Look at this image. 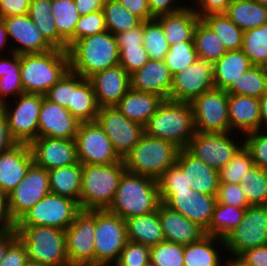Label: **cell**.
<instances>
[{
	"instance_id": "6da1fadb",
	"label": "cell",
	"mask_w": 267,
	"mask_h": 266,
	"mask_svg": "<svg viewBox=\"0 0 267 266\" xmlns=\"http://www.w3.org/2000/svg\"><path fill=\"white\" fill-rule=\"evenodd\" d=\"M67 51L70 70L86 79L119 64L116 36L108 30L77 40Z\"/></svg>"
},
{
	"instance_id": "7a4b0ae2",
	"label": "cell",
	"mask_w": 267,
	"mask_h": 266,
	"mask_svg": "<svg viewBox=\"0 0 267 266\" xmlns=\"http://www.w3.org/2000/svg\"><path fill=\"white\" fill-rule=\"evenodd\" d=\"M161 203L157 180L125 172L119 182L114 200L107 209L126 220L158 210Z\"/></svg>"
},
{
	"instance_id": "3957f363",
	"label": "cell",
	"mask_w": 267,
	"mask_h": 266,
	"mask_svg": "<svg viewBox=\"0 0 267 266\" xmlns=\"http://www.w3.org/2000/svg\"><path fill=\"white\" fill-rule=\"evenodd\" d=\"M70 69L67 50L54 48L43 53L20 55L24 93L45 94Z\"/></svg>"
},
{
	"instance_id": "277c9868",
	"label": "cell",
	"mask_w": 267,
	"mask_h": 266,
	"mask_svg": "<svg viewBox=\"0 0 267 266\" xmlns=\"http://www.w3.org/2000/svg\"><path fill=\"white\" fill-rule=\"evenodd\" d=\"M195 132L191 103L169 99H164L145 125L147 135L170 141L180 149L187 148Z\"/></svg>"
},
{
	"instance_id": "5b68a950",
	"label": "cell",
	"mask_w": 267,
	"mask_h": 266,
	"mask_svg": "<svg viewBox=\"0 0 267 266\" xmlns=\"http://www.w3.org/2000/svg\"><path fill=\"white\" fill-rule=\"evenodd\" d=\"M125 172L123 159L114 164L83 165L80 208L84 210L108 209Z\"/></svg>"
},
{
	"instance_id": "8992f818",
	"label": "cell",
	"mask_w": 267,
	"mask_h": 266,
	"mask_svg": "<svg viewBox=\"0 0 267 266\" xmlns=\"http://www.w3.org/2000/svg\"><path fill=\"white\" fill-rule=\"evenodd\" d=\"M180 148L174 143L143 135L123 159L127 172L158 179L169 167L176 164Z\"/></svg>"
},
{
	"instance_id": "52a82bcc",
	"label": "cell",
	"mask_w": 267,
	"mask_h": 266,
	"mask_svg": "<svg viewBox=\"0 0 267 266\" xmlns=\"http://www.w3.org/2000/svg\"><path fill=\"white\" fill-rule=\"evenodd\" d=\"M28 261L46 266H70L66 254L65 230L48 226H15Z\"/></svg>"
},
{
	"instance_id": "ba28073f",
	"label": "cell",
	"mask_w": 267,
	"mask_h": 266,
	"mask_svg": "<svg viewBox=\"0 0 267 266\" xmlns=\"http://www.w3.org/2000/svg\"><path fill=\"white\" fill-rule=\"evenodd\" d=\"M44 97L39 93H22L13 100L14 104L9 100L0 105L10 135L16 143L30 144L38 138L39 115Z\"/></svg>"
},
{
	"instance_id": "9c48e42d",
	"label": "cell",
	"mask_w": 267,
	"mask_h": 266,
	"mask_svg": "<svg viewBox=\"0 0 267 266\" xmlns=\"http://www.w3.org/2000/svg\"><path fill=\"white\" fill-rule=\"evenodd\" d=\"M126 221L105 210H95V266H113L125 247Z\"/></svg>"
},
{
	"instance_id": "30bf717a",
	"label": "cell",
	"mask_w": 267,
	"mask_h": 266,
	"mask_svg": "<svg viewBox=\"0 0 267 266\" xmlns=\"http://www.w3.org/2000/svg\"><path fill=\"white\" fill-rule=\"evenodd\" d=\"M236 137L238 133L234 132H195L186 149L206 165L219 171L244 145V135Z\"/></svg>"
},
{
	"instance_id": "8fae6325",
	"label": "cell",
	"mask_w": 267,
	"mask_h": 266,
	"mask_svg": "<svg viewBox=\"0 0 267 266\" xmlns=\"http://www.w3.org/2000/svg\"><path fill=\"white\" fill-rule=\"evenodd\" d=\"M226 256L232 264L248 249L267 244V205H252L246 208L243 220L224 239Z\"/></svg>"
},
{
	"instance_id": "7c38bea8",
	"label": "cell",
	"mask_w": 267,
	"mask_h": 266,
	"mask_svg": "<svg viewBox=\"0 0 267 266\" xmlns=\"http://www.w3.org/2000/svg\"><path fill=\"white\" fill-rule=\"evenodd\" d=\"M80 210L77 201L50 192L28 210L15 226H48L66 230Z\"/></svg>"
},
{
	"instance_id": "4fadbf2b",
	"label": "cell",
	"mask_w": 267,
	"mask_h": 266,
	"mask_svg": "<svg viewBox=\"0 0 267 266\" xmlns=\"http://www.w3.org/2000/svg\"><path fill=\"white\" fill-rule=\"evenodd\" d=\"M65 237L70 266H95V210L81 209Z\"/></svg>"
},
{
	"instance_id": "5bb4252c",
	"label": "cell",
	"mask_w": 267,
	"mask_h": 266,
	"mask_svg": "<svg viewBox=\"0 0 267 266\" xmlns=\"http://www.w3.org/2000/svg\"><path fill=\"white\" fill-rule=\"evenodd\" d=\"M50 192L48 171L33 162L22 182L6 196L13 223Z\"/></svg>"
},
{
	"instance_id": "9a60e30c",
	"label": "cell",
	"mask_w": 267,
	"mask_h": 266,
	"mask_svg": "<svg viewBox=\"0 0 267 266\" xmlns=\"http://www.w3.org/2000/svg\"><path fill=\"white\" fill-rule=\"evenodd\" d=\"M95 121L110 138L121 159L129 154L145 134V126L129 120L116 106L99 107Z\"/></svg>"
},
{
	"instance_id": "2e32d148",
	"label": "cell",
	"mask_w": 267,
	"mask_h": 266,
	"mask_svg": "<svg viewBox=\"0 0 267 266\" xmlns=\"http://www.w3.org/2000/svg\"><path fill=\"white\" fill-rule=\"evenodd\" d=\"M191 105L196 132H230L226 90L214 88L204 92Z\"/></svg>"
},
{
	"instance_id": "e0dca14e",
	"label": "cell",
	"mask_w": 267,
	"mask_h": 266,
	"mask_svg": "<svg viewBox=\"0 0 267 266\" xmlns=\"http://www.w3.org/2000/svg\"><path fill=\"white\" fill-rule=\"evenodd\" d=\"M75 143L78 160L82 165L114 164L122 160L96 121L80 123Z\"/></svg>"
},
{
	"instance_id": "ac0fdd59",
	"label": "cell",
	"mask_w": 267,
	"mask_h": 266,
	"mask_svg": "<svg viewBox=\"0 0 267 266\" xmlns=\"http://www.w3.org/2000/svg\"><path fill=\"white\" fill-rule=\"evenodd\" d=\"M214 88L213 64L199 59L173 75L168 99L192 103L198 96Z\"/></svg>"
},
{
	"instance_id": "d6986e66",
	"label": "cell",
	"mask_w": 267,
	"mask_h": 266,
	"mask_svg": "<svg viewBox=\"0 0 267 266\" xmlns=\"http://www.w3.org/2000/svg\"><path fill=\"white\" fill-rule=\"evenodd\" d=\"M159 194L161 202L166 206L176 210L204 230L208 228L217 203L216 196L198 193L194 189Z\"/></svg>"
},
{
	"instance_id": "ffe728a7",
	"label": "cell",
	"mask_w": 267,
	"mask_h": 266,
	"mask_svg": "<svg viewBox=\"0 0 267 266\" xmlns=\"http://www.w3.org/2000/svg\"><path fill=\"white\" fill-rule=\"evenodd\" d=\"M3 20L13 53H43L54 49L28 14L8 16Z\"/></svg>"
},
{
	"instance_id": "44dd1931",
	"label": "cell",
	"mask_w": 267,
	"mask_h": 266,
	"mask_svg": "<svg viewBox=\"0 0 267 266\" xmlns=\"http://www.w3.org/2000/svg\"><path fill=\"white\" fill-rule=\"evenodd\" d=\"M29 146L33 162L47 171L79 163L75 139L38 137Z\"/></svg>"
},
{
	"instance_id": "7402d4cb",
	"label": "cell",
	"mask_w": 267,
	"mask_h": 266,
	"mask_svg": "<svg viewBox=\"0 0 267 266\" xmlns=\"http://www.w3.org/2000/svg\"><path fill=\"white\" fill-rule=\"evenodd\" d=\"M80 123L67 108L43 98L38 137L75 139Z\"/></svg>"
},
{
	"instance_id": "603a6c76",
	"label": "cell",
	"mask_w": 267,
	"mask_h": 266,
	"mask_svg": "<svg viewBox=\"0 0 267 266\" xmlns=\"http://www.w3.org/2000/svg\"><path fill=\"white\" fill-rule=\"evenodd\" d=\"M33 163L29 144L15 143L0 153V192L7 196L25 178Z\"/></svg>"
},
{
	"instance_id": "cb8c5ba5",
	"label": "cell",
	"mask_w": 267,
	"mask_h": 266,
	"mask_svg": "<svg viewBox=\"0 0 267 266\" xmlns=\"http://www.w3.org/2000/svg\"><path fill=\"white\" fill-rule=\"evenodd\" d=\"M99 107H113L130 89V75L116 65L100 71L89 78Z\"/></svg>"
},
{
	"instance_id": "d4e9b609",
	"label": "cell",
	"mask_w": 267,
	"mask_h": 266,
	"mask_svg": "<svg viewBox=\"0 0 267 266\" xmlns=\"http://www.w3.org/2000/svg\"><path fill=\"white\" fill-rule=\"evenodd\" d=\"M176 165L182 170L189 187L198 193L216 196L220 184L219 171L206 165L186 148L180 149Z\"/></svg>"
},
{
	"instance_id": "484cf974",
	"label": "cell",
	"mask_w": 267,
	"mask_h": 266,
	"mask_svg": "<svg viewBox=\"0 0 267 266\" xmlns=\"http://www.w3.org/2000/svg\"><path fill=\"white\" fill-rule=\"evenodd\" d=\"M158 214L165 241L187 245L206 235L202 227L166 206L163 202L158 207Z\"/></svg>"
},
{
	"instance_id": "4316f807",
	"label": "cell",
	"mask_w": 267,
	"mask_h": 266,
	"mask_svg": "<svg viewBox=\"0 0 267 266\" xmlns=\"http://www.w3.org/2000/svg\"><path fill=\"white\" fill-rule=\"evenodd\" d=\"M230 132L245 135L261 129L258 98L228 94Z\"/></svg>"
},
{
	"instance_id": "83f0119b",
	"label": "cell",
	"mask_w": 267,
	"mask_h": 266,
	"mask_svg": "<svg viewBox=\"0 0 267 266\" xmlns=\"http://www.w3.org/2000/svg\"><path fill=\"white\" fill-rule=\"evenodd\" d=\"M172 74L164 61L149 60L141 69L130 75V88L151 92L169 98Z\"/></svg>"
},
{
	"instance_id": "f1b7e54d",
	"label": "cell",
	"mask_w": 267,
	"mask_h": 266,
	"mask_svg": "<svg viewBox=\"0 0 267 266\" xmlns=\"http://www.w3.org/2000/svg\"><path fill=\"white\" fill-rule=\"evenodd\" d=\"M154 19L161 25L169 46H172L180 42H194V30L201 18L189 5L178 12L159 15Z\"/></svg>"
},
{
	"instance_id": "f546056e",
	"label": "cell",
	"mask_w": 267,
	"mask_h": 266,
	"mask_svg": "<svg viewBox=\"0 0 267 266\" xmlns=\"http://www.w3.org/2000/svg\"><path fill=\"white\" fill-rule=\"evenodd\" d=\"M163 101L158 94L130 88L116 107L129 120L145 126Z\"/></svg>"
},
{
	"instance_id": "4dcf8cb0",
	"label": "cell",
	"mask_w": 267,
	"mask_h": 266,
	"mask_svg": "<svg viewBox=\"0 0 267 266\" xmlns=\"http://www.w3.org/2000/svg\"><path fill=\"white\" fill-rule=\"evenodd\" d=\"M221 249L225 250L224 239L206 234L200 240L184 245V266H231L228 258L223 259L219 254Z\"/></svg>"
},
{
	"instance_id": "1f68e13d",
	"label": "cell",
	"mask_w": 267,
	"mask_h": 266,
	"mask_svg": "<svg viewBox=\"0 0 267 266\" xmlns=\"http://www.w3.org/2000/svg\"><path fill=\"white\" fill-rule=\"evenodd\" d=\"M98 110L99 106L90 80L72 71V98L69 112L79 122H94Z\"/></svg>"
},
{
	"instance_id": "d6a6232c",
	"label": "cell",
	"mask_w": 267,
	"mask_h": 266,
	"mask_svg": "<svg viewBox=\"0 0 267 266\" xmlns=\"http://www.w3.org/2000/svg\"><path fill=\"white\" fill-rule=\"evenodd\" d=\"M242 49L227 51L213 64V82L216 89L227 90L233 82L252 67Z\"/></svg>"
},
{
	"instance_id": "836d02e7",
	"label": "cell",
	"mask_w": 267,
	"mask_h": 266,
	"mask_svg": "<svg viewBox=\"0 0 267 266\" xmlns=\"http://www.w3.org/2000/svg\"><path fill=\"white\" fill-rule=\"evenodd\" d=\"M128 241L149 247L165 241L158 210L125 220Z\"/></svg>"
},
{
	"instance_id": "e575fe53",
	"label": "cell",
	"mask_w": 267,
	"mask_h": 266,
	"mask_svg": "<svg viewBox=\"0 0 267 266\" xmlns=\"http://www.w3.org/2000/svg\"><path fill=\"white\" fill-rule=\"evenodd\" d=\"M83 165L54 168L48 171L51 193L71 198L80 203Z\"/></svg>"
},
{
	"instance_id": "d590c367",
	"label": "cell",
	"mask_w": 267,
	"mask_h": 266,
	"mask_svg": "<svg viewBox=\"0 0 267 266\" xmlns=\"http://www.w3.org/2000/svg\"><path fill=\"white\" fill-rule=\"evenodd\" d=\"M225 14L243 31L267 22V6L253 0H232Z\"/></svg>"
},
{
	"instance_id": "8d00e7d4",
	"label": "cell",
	"mask_w": 267,
	"mask_h": 266,
	"mask_svg": "<svg viewBox=\"0 0 267 266\" xmlns=\"http://www.w3.org/2000/svg\"><path fill=\"white\" fill-rule=\"evenodd\" d=\"M51 10L52 0H31L28 15L54 48L67 50V42L58 34Z\"/></svg>"
},
{
	"instance_id": "74e56055",
	"label": "cell",
	"mask_w": 267,
	"mask_h": 266,
	"mask_svg": "<svg viewBox=\"0 0 267 266\" xmlns=\"http://www.w3.org/2000/svg\"><path fill=\"white\" fill-rule=\"evenodd\" d=\"M22 93L20 55L12 52L5 57L3 53L0 56V105L12 101L13 97L15 99Z\"/></svg>"
},
{
	"instance_id": "f35d334b",
	"label": "cell",
	"mask_w": 267,
	"mask_h": 266,
	"mask_svg": "<svg viewBox=\"0 0 267 266\" xmlns=\"http://www.w3.org/2000/svg\"><path fill=\"white\" fill-rule=\"evenodd\" d=\"M246 208L216 203L214 212L205 233L225 239L243 220Z\"/></svg>"
},
{
	"instance_id": "ab89813d",
	"label": "cell",
	"mask_w": 267,
	"mask_h": 266,
	"mask_svg": "<svg viewBox=\"0 0 267 266\" xmlns=\"http://www.w3.org/2000/svg\"><path fill=\"white\" fill-rule=\"evenodd\" d=\"M193 40L198 58L212 64L227 52L216 33L202 19L195 27Z\"/></svg>"
},
{
	"instance_id": "60d3db41",
	"label": "cell",
	"mask_w": 267,
	"mask_h": 266,
	"mask_svg": "<svg viewBox=\"0 0 267 266\" xmlns=\"http://www.w3.org/2000/svg\"><path fill=\"white\" fill-rule=\"evenodd\" d=\"M201 19L216 33L227 51L242 49L244 31L225 13L208 14Z\"/></svg>"
},
{
	"instance_id": "b9f144b4",
	"label": "cell",
	"mask_w": 267,
	"mask_h": 266,
	"mask_svg": "<svg viewBox=\"0 0 267 266\" xmlns=\"http://www.w3.org/2000/svg\"><path fill=\"white\" fill-rule=\"evenodd\" d=\"M102 11L107 30L113 35L132 30L143 23L140 18L131 14L118 0H107Z\"/></svg>"
},
{
	"instance_id": "7bdbcfd3",
	"label": "cell",
	"mask_w": 267,
	"mask_h": 266,
	"mask_svg": "<svg viewBox=\"0 0 267 266\" xmlns=\"http://www.w3.org/2000/svg\"><path fill=\"white\" fill-rule=\"evenodd\" d=\"M267 91V76L261 66H252L226 90L228 94L246 95L260 99Z\"/></svg>"
},
{
	"instance_id": "ee69618b",
	"label": "cell",
	"mask_w": 267,
	"mask_h": 266,
	"mask_svg": "<svg viewBox=\"0 0 267 266\" xmlns=\"http://www.w3.org/2000/svg\"><path fill=\"white\" fill-rule=\"evenodd\" d=\"M53 18L58 34L67 42L80 19L74 0H52Z\"/></svg>"
},
{
	"instance_id": "f6af8a7d",
	"label": "cell",
	"mask_w": 267,
	"mask_h": 266,
	"mask_svg": "<svg viewBox=\"0 0 267 266\" xmlns=\"http://www.w3.org/2000/svg\"><path fill=\"white\" fill-rule=\"evenodd\" d=\"M242 51L253 66H262L267 61V22L244 31Z\"/></svg>"
},
{
	"instance_id": "bcb514c9",
	"label": "cell",
	"mask_w": 267,
	"mask_h": 266,
	"mask_svg": "<svg viewBox=\"0 0 267 266\" xmlns=\"http://www.w3.org/2000/svg\"><path fill=\"white\" fill-rule=\"evenodd\" d=\"M254 166L250 151L243 145L232 160L219 170L220 183L245 182L248 171Z\"/></svg>"
},
{
	"instance_id": "7dc6e473",
	"label": "cell",
	"mask_w": 267,
	"mask_h": 266,
	"mask_svg": "<svg viewBox=\"0 0 267 266\" xmlns=\"http://www.w3.org/2000/svg\"><path fill=\"white\" fill-rule=\"evenodd\" d=\"M241 184V189L248 203L252 205H267V170L254 165Z\"/></svg>"
},
{
	"instance_id": "c3c4849f",
	"label": "cell",
	"mask_w": 267,
	"mask_h": 266,
	"mask_svg": "<svg viewBox=\"0 0 267 266\" xmlns=\"http://www.w3.org/2000/svg\"><path fill=\"white\" fill-rule=\"evenodd\" d=\"M143 47L147 51L149 59L164 61L169 44L161 25L155 19L144 22Z\"/></svg>"
},
{
	"instance_id": "681fc988",
	"label": "cell",
	"mask_w": 267,
	"mask_h": 266,
	"mask_svg": "<svg viewBox=\"0 0 267 266\" xmlns=\"http://www.w3.org/2000/svg\"><path fill=\"white\" fill-rule=\"evenodd\" d=\"M197 60L199 58L194 42H180L169 46L164 62L173 76Z\"/></svg>"
},
{
	"instance_id": "f907efd6",
	"label": "cell",
	"mask_w": 267,
	"mask_h": 266,
	"mask_svg": "<svg viewBox=\"0 0 267 266\" xmlns=\"http://www.w3.org/2000/svg\"><path fill=\"white\" fill-rule=\"evenodd\" d=\"M184 245L163 241L150 247V263L154 266H184Z\"/></svg>"
},
{
	"instance_id": "816d5d0a",
	"label": "cell",
	"mask_w": 267,
	"mask_h": 266,
	"mask_svg": "<svg viewBox=\"0 0 267 266\" xmlns=\"http://www.w3.org/2000/svg\"><path fill=\"white\" fill-rule=\"evenodd\" d=\"M107 30L103 11L91 12L80 16L74 35L67 41V50L77 41L86 36L102 33Z\"/></svg>"
},
{
	"instance_id": "f5cc1de1",
	"label": "cell",
	"mask_w": 267,
	"mask_h": 266,
	"mask_svg": "<svg viewBox=\"0 0 267 266\" xmlns=\"http://www.w3.org/2000/svg\"><path fill=\"white\" fill-rule=\"evenodd\" d=\"M244 146L250 151L254 165L267 170V130L245 134Z\"/></svg>"
},
{
	"instance_id": "db71d44e",
	"label": "cell",
	"mask_w": 267,
	"mask_h": 266,
	"mask_svg": "<svg viewBox=\"0 0 267 266\" xmlns=\"http://www.w3.org/2000/svg\"><path fill=\"white\" fill-rule=\"evenodd\" d=\"M150 263V247L127 241L113 266H146Z\"/></svg>"
},
{
	"instance_id": "11a10c76",
	"label": "cell",
	"mask_w": 267,
	"mask_h": 266,
	"mask_svg": "<svg viewBox=\"0 0 267 266\" xmlns=\"http://www.w3.org/2000/svg\"><path fill=\"white\" fill-rule=\"evenodd\" d=\"M159 193H177V191L193 190L188 186L182 170L175 164L169 167L158 179Z\"/></svg>"
},
{
	"instance_id": "9f6ffc18",
	"label": "cell",
	"mask_w": 267,
	"mask_h": 266,
	"mask_svg": "<svg viewBox=\"0 0 267 266\" xmlns=\"http://www.w3.org/2000/svg\"><path fill=\"white\" fill-rule=\"evenodd\" d=\"M119 65H121L129 75L141 69L150 59L143 46L138 47H118Z\"/></svg>"
},
{
	"instance_id": "6f0895ef",
	"label": "cell",
	"mask_w": 267,
	"mask_h": 266,
	"mask_svg": "<svg viewBox=\"0 0 267 266\" xmlns=\"http://www.w3.org/2000/svg\"><path fill=\"white\" fill-rule=\"evenodd\" d=\"M44 96L51 102L69 110V104H71L72 98V71L69 69Z\"/></svg>"
},
{
	"instance_id": "680465c9",
	"label": "cell",
	"mask_w": 267,
	"mask_h": 266,
	"mask_svg": "<svg viewBox=\"0 0 267 266\" xmlns=\"http://www.w3.org/2000/svg\"><path fill=\"white\" fill-rule=\"evenodd\" d=\"M216 201L219 204H227L238 208L251 206L242 192L241 184L220 183Z\"/></svg>"
},
{
	"instance_id": "91938a15",
	"label": "cell",
	"mask_w": 267,
	"mask_h": 266,
	"mask_svg": "<svg viewBox=\"0 0 267 266\" xmlns=\"http://www.w3.org/2000/svg\"><path fill=\"white\" fill-rule=\"evenodd\" d=\"M27 262L26 248L21 240L16 237L8 245L0 266H25Z\"/></svg>"
},
{
	"instance_id": "94428289",
	"label": "cell",
	"mask_w": 267,
	"mask_h": 266,
	"mask_svg": "<svg viewBox=\"0 0 267 266\" xmlns=\"http://www.w3.org/2000/svg\"><path fill=\"white\" fill-rule=\"evenodd\" d=\"M231 266H267V244L246 250Z\"/></svg>"
},
{
	"instance_id": "6125c7cd",
	"label": "cell",
	"mask_w": 267,
	"mask_h": 266,
	"mask_svg": "<svg viewBox=\"0 0 267 266\" xmlns=\"http://www.w3.org/2000/svg\"><path fill=\"white\" fill-rule=\"evenodd\" d=\"M231 2L232 0H190V5L202 18L208 14L225 13Z\"/></svg>"
},
{
	"instance_id": "be15d7a7",
	"label": "cell",
	"mask_w": 267,
	"mask_h": 266,
	"mask_svg": "<svg viewBox=\"0 0 267 266\" xmlns=\"http://www.w3.org/2000/svg\"><path fill=\"white\" fill-rule=\"evenodd\" d=\"M183 2L180 0H151L149 3V9L154 17L163 14H169L183 10L191 3Z\"/></svg>"
},
{
	"instance_id": "e7e4bbea",
	"label": "cell",
	"mask_w": 267,
	"mask_h": 266,
	"mask_svg": "<svg viewBox=\"0 0 267 266\" xmlns=\"http://www.w3.org/2000/svg\"><path fill=\"white\" fill-rule=\"evenodd\" d=\"M118 47H138L143 46L144 22L128 31L115 34Z\"/></svg>"
},
{
	"instance_id": "03108f58",
	"label": "cell",
	"mask_w": 267,
	"mask_h": 266,
	"mask_svg": "<svg viewBox=\"0 0 267 266\" xmlns=\"http://www.w3.org/2000/svg\"><path fill=\"white\" fill-rule=\"evenodd\" d=\"M31 0H0V18L28 14Z\"/></svg>"
},
{
	"instance_id": "003e7915",
	"label": "cell",
	"mask_w": 267,
	"mask_h": 266,
	"mask_svg": "<svg viewBox=\"0 0 267 266\" xmlns=\"http://www.w3.org/2000/svg\"><path fill=\"white\" fill-rule=\"evenodd\" d=\"M131 14L140 18L143 22L153 20L155 17L149 9V3L145 0H118Z\"/></svg>"
},
{
	"instance_id": "a7ac6f4b",
	"label": "cell",
	"mask_w": 267,
	"mask_h": 266,
	"mask_svg": "<svg viewBox=\"0 0 267 266\" xmlns=\"http://www.w3.org/2000/svg\"><path fill=\"white\" fill-rule=\"evenodd\" d=\"M107 0H74L80 16H85L91 12L102 11Z\"/></svg>"
},
{
	"instance_id": "89a4df30",
	"label": "cell",
	"mask_w": 267,
	"mask_h": 266,
	"mask_svg": "<svg viewBox=\"0 0 267 266\" xmlns=\"http://www.w3.org/2000/svg\"><path fill=\"white\" fill-rule=\"evenodd\" d=\"M15 143V140L10 135L6 116L0 108V153L9 149Z\"/></svg>"
},
{
	"instance_id": "2644e50d",
	"label": "cell",
	"mask_w": 267,
	"mask_h": 266,
	"mask_svg": "<svg viewBox=\"0 0 267 266\" xmlns=\"http://www.w3.org/2000/svg\"><path fill=\"white\" fill-rule=\"evenodd\" d=\"M14 227L15 224L8 213L6 196L0 192V231L13 229Z\"/></svg>"
},
{
	"instance_id": "8c879c8a",
	"label": "cell",
	"mask_w": 267,
	"mask_h": 266,
	"mask_svg": "<svg viewBox=\"0 0 267 266\" xmlns=\"http://www.w3.org/2000/svg\"><path fill=\"white\" fill-rule=\"evenodd\" d=\"M17 237L15 227L13 229L0 231V264L3 260L8 245Z\"/></svg>"
},
{
	"instance_id": "753ad0ef",
	"label": "cell",
	"mask_w": 267,
	"mask_h": 266,
	"mask_svg": "<svg viewBox=\"0 0 267 266\" xmlns=\"http://www.w3.org/2000/svg\"><path fill=\"white\" fill-rule=\"evenodd\" d=\"M7 46H9V47H7ZM7 48H8V50H7ZM3 52H7V54L8 53L10 54V53H12V49L10 47V43L8 40V35H7L5 25H4V20L2 18H0V56H2Z\"/></svg>"
},
{
	"instance_id": "34e18365",
	"label": "cell",
	"mask_w": 267,
	"mask_h": 266,
	"mask_svg": "<svg viewBox=\"0 0 267 266\" xmlns=\"http://www.w3.org/2000/svg\"><path fill=\"white\" fill-rule=\"evenodd\" d=\"M261 129L267 130V91L259 99Z\"/></svg>"
},
{
	"instance_id": "11e5206c",
	"label": "cell",
	"mask_w": 267,
	"mask_h": 266,
	"mask_svg": "<svg viewBox=\"0 0 267 266\" xmlns=\"http://www.w3.org/2000/svg\"><path fill=\"white\" fill-rule=\"evenodd\" d=\"M25 266H46V265L28 261Z\"/></svg>"
},
{
	"instance_id": "2a66077c",
	"label": "cell",
	"mask_w": 267,
	"mask_h": 266,
	"mask_svg": "<svg viewBox=\"0 0 267 266\" xmlns=\"http://www.w3.org/2000/svg\"><path fill=\"white\" fill-rule=\"evenodd\" d=\"M253 1H255V2L259 3V4L267 6V0H253Z\"/></svg>"
},
{
	"instance_id": "b9fcfbb0",
	"label": "cell",
	"mask_w": 267,
	"mask_h": 266,
	"mask_svg": "<svg viewBox=\"0 0 267 266\" xmlns=\"http://www.w3.org/2000/svg\"><path fill=\"white\" fill-rule=\"evenodd\" d=\"M261 67H262L264 73H265L266 76H267V61H266Z\"/></svg>"
},
{
	"instance_id": "09005b40",
	"label": "cell",
	"mask_w": 267,
	"mask_h": 266,
	"mask_svg": "<svg viewBox=\"0 0 267 266\" xmlns=\"http://www.w3.org/2000/svg\"><path fill=\"white\" fill-rule=\"evenodd\" d=\"M146 266H154L153 264H151V263H149V264H147Z\"/></svg>"
}]
</instances>
